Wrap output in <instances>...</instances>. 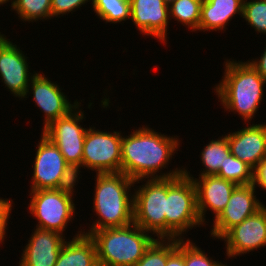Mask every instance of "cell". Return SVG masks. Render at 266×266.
Here are the masks:
<instances>
[{
  "mask_svg": "<svg viewBox=\"0 0 266 266\" xmlns=\"http://www.w3.org/2000/svg\"><path fill=\"white\" fill-rule=\"evenodd\" d=\"M89 1L92 0H51L52 18L75 12L74 9L77 10Z\"/></svg>",
  "mask_w": 266,
  "mask_h": 266,
  "instance_id": "cell-30",
  "label": "cell"
},
{
  "mask_svg": "<svg viewBox=\"0 0 266 266\" xmlns=\"http://www.w3.org/2000/svg\"><path fill=\"white\" fill-rule=\"evenodd\" d=\"M203 0H176L169 5V18H173L192 31L199 30Z\"/></svg>",
  "mask_w": 266,
  "mask_h": 266,
  "instance_id": "cell-22",
  "label": "cell"
},
{
  "mask_svg": "<svg viewBox=\"0 0 266 266\" xmlns=\"http://www.w3.org/2000/svg\"><path fill=\"white\" fill-rule=\"evenodd\" d=\"M12 200L0 197V243H4L8 219L12 210Z\"/></svg>",
  "mask_w": 266,
  "mask_h": 266,
  "instance_id": "cell-31",
  "label": "cell"
},
{
  "mask_svg": "<svg viewBox=\"0 0 266 266\" xmlns=\"http://www.w3.org/2000/svg\"><path fill=\"white\" fill-rule=\"evenodd\" d=\"M166 239H186V231L203 225L198 213L196 188L184 173L167 178ZM182 236V237H181Z\"/></svg>",
  "mask_w": 266,
  "mask_h": 266,
  "instance_id": "cell-5",
  "label": "cell"
},
{
  "mask_svg": "<svg viewBox=\"0 0 266 266\" xmlns=\"http://www.w3.org/2000/svg\"><path fill=\"white\" fill-rule=\"evenodd\" d=\"M20 47L0 32V80L13 96L28 98L27 89L31 78L35 75L29 71L26 55Z\"/></svg>",
  "mask_w": 266,
  "mask_h": 266,
  "instance_id": "cell-10",
  "label": "cell"
},
{
  "mask_svg": "<svg viewBox=\"0 0 266 266\" xmlns=\"http://www.w3.org/2000/svg\"><path fill=\"white\" fill-rule=\"evenodd\" d=\"M54 266H99L93 239L78 231L72 240L62 245Z\"/></svg>",
  "mask_w": 266,
  "mask_h": 266,
  "instance_id": "cell-20",
  "label": "cell"
},
{
  "mask_svg": "<svg viewBox=\"0 0 266 266\" xmlns=\"http://www.w3.org/2000/svg\"><path fill=\"white\" fill-rule=\"evenodd\" d=\"M97 17L105 23H117L130 19V0H92Z\"/></svg>",
  "mask_w": 266,
  "mask_h": 266,
  "instance_id": "cell-23",
  "label": "cell"
},
{
  "mask_svg": "<svg viewBox=\"0 0 266 266\" xmlns=\"http://www.w3.org/2000/svg\"><path fill=\"white\" fill-rule=\"evenodd\" d=\"M166 266H185L184 239H177V249L167 258Z\"/></svg>",
  "mask_w": 266,
  "mask_h": 266,
  "instance_id": "cell-33",
  "label": "cell"
},
{
  "mask_svg": "<svg viewBox=\"0 0 266 266\" xmlns=\"http://www.w3.org/2000/svg\"><path fill=\"white\" fill-rule=\"evenodd\" d=\"M89 236L95 243L99 266H135L155 240L134 222L95 230Z\"/></svg>",
  "mask_w": 266,
  "mask_h": 266,
  "instance_id": "cell-4",
  "label": "cell"
},
{
  "mask_svg": "<svg viewBox=\"0 0 266 266\" xmlns=\"http://www.w3.org/2000/svg\"><path fill=\"white\" fill-rule=\"evenodd\" d=\"M228 259L266 246V206L231 228L222 238Z\"/></svg>",
  "mask_w": 266,
  "mask_h": 266,
  "instance_id": "cell-12",
  "label": "cell"
},
{
  "mask_svg": "<svg viewBox=\"0 0 266 266\" xmlns=\"http://www.w3.org/2000/svg\"><path fill=\"white\" fill-rule=\"evenodd\" d=\"M11 1V3L13 4L14 0H0V5H3L7 2Z\"/></svg>",
  "mask_w": 266,
  "mask_h": 266,
  "instance_id": "cell-35",
  "label": "cell"
},
{
  "mask_svg": "<svg viewBox=\"0 0 266 266\" xmlns=\"http://www.w3.org/2000/svg\"><path fill=\"white\" fill-rule=\"evenodd\" d=\"M81 167L83 168V164H67L63 174L61 175L56 189L60 190L63 193L74 196L73 192H75L74 188L76 182H78V179H80V177L78 178V176L81 172L79 170L81 169Z\"/></svg>",
  "mask_w": 266,
  "mask_h": 266,
  "instance_id": "cell-29",
  "label": "cell"
},
{
  "mask_svg": "<svg viewBox=\"0 0 266 266\" xmlns=\"http://www.w3.org/2000/svg\"><path fill=\"white\" fill-rule=\"evenodd\" d=\"M130 18L142 35L167 44L169 5L163 0H130Z\"/></svg>",
  "mask_w": 266,
  "mask_h": 266,
  "instance_id": "cell-16",
  "label": "cell"
},
{
  "mask_svg": "<svg viewBox=\"0 0 266 266\" xmlns=\"http://www.w3.org/2000/svg\"><path fill=\"white\" fill-rule=\"evenodd\" d=\"M133 222L143 230L166 239L165 206L167 178L147 179L144 185L134 189ZM153 232V233H152Z\"/></svg>",
  "mask_w": 266,
  "mask_h": 266,
  "instance_id": "cell-6",
  "label": "cell"
},
{
  "mask_svg": "<svg viewBox=\"0 0 266 266\" xmlns=\"http://www.w3.org/2000/svg\"><path fill=\"white\" fill-rule=\"evenodd\" d=\"M264 48L265 51H263V54L260 56V59L253 58L252 61L248 60V62L266 80V47Z\"/></svg>",
  "mask_w": 266,
  "mask_h": 266,
  "instance_id": "cell-34",
  "label": "cell"
},
{
  "mask_svg": "<svg viewBox=\"0 0 266 266\" xmlns=\"http://www.w3.org/2000/svg\"><path fill=\"white\" fill-rule=\"evenodd\" d=\"M36 148L30 191L56 189L68 163L59 148L43 133Z\"/></svg>",
  "mask_w": 266,
  "mask_h": 266,
  "instance_id": "cell-14",
  "label": "cell"
},
{
  "mask_svg": "<svg viewBox=\"0 0 266 266\" xmlns=\"http://www.w3.org/2000/svg\"><path fill=\"white\" fill-rule=\"evenodd\" d=\"M178 138L158 133L147 125H142L128 136H123L121 172L134 180L135 184L140 183L143 178H170L182 175L183 168H175L166 173L160 172L167 167L175 151H178L180 145Z\"/></svg>",
  "mask_w": 266,
  "mask_h": 266,
  "instance_id": "cell-1",
  "label": "cell"
},
{
  "mask_svg": "<svg viewBox=\"0 0 266 266\" xmlns=\"http://www.w3.org/2000/svg\"><path fill=\"white\" fill-rule=\"evenodd\" d=\"M21 255L19 266H54L65 236L57 231L35 228Z\"/></svg>",
  "mask_w": 266,
  "mask_h": 266,
  "instance_id": "cell-18",
  "label": "cell"
},
{
  "mask_svg": "<svg viewBox=\"0 0 266 266\" xmlns=\"http://www.w3.org/2000/svg\"><path fill=\"white\" fill-rule=\"evenodd\" d=\"M177 249V239H155L135 266H166L167 258Z\"/></svg>",
  "mask_w": 266,
  "mask_h": 266,
  "instance_id": "cell-25",
  "label": "cell"
},
{
  "mask_svg": "<svg viewBox=\"0 0 266 266\" xmlns=\"http://www.w3.org/2000/svg\"><path fill=\"white\" fill-rule=\"evenodd\" d=\"M167 5H170L172 2L176 1V0H163Z\"/></svg>",
  "mask_w": 266,
  "mask_h": 266,
  "instance_id": "cell-36",
  "label": "cell"
},
{
  "mask_svg": "<svg viewBox=\"0 0 266 266\" xmlns=\"http://www.w3.org/2000/svg\"><path fill=\"white\" fill-rule=\"evenodd\" d=\"M230 152L252 169L266 158V124L253 123L226 135Z\"/></svg>",
  "mask_w": 266,
  "mask_h": 266,
  "instance_id": "cell-17",
  "label": "cell"
},
{
  "mask_svg": "<svg viewBox=\"0 0 266 266\" xmlns=\"http://www.w3.org/2000/svg\"><path fill=\"white\" fill-rule=\"evenodd\" d=\"M184 174L192 179L196 188L197 208L202 224L205 222V213L211 210L216 218L228 204L230 196L238 186L236 183L220 178L216 175H205L194 178L184 168Z\"/></svg>",
  "mask_w": 266,
  "mask_h": 266,
  "instance_id": "cell-15",
  "label": "cell"
},
{
  "mask_svg": "<svg viewBox=\"0 0 266 266\" xmlns=\"http://www.w3.org/2000/svg\"><path fill=\"white\" fill-rule=\"evenodd\" d=\"M200 154L201 163L205 168L198 176L216 175L220 168L224 167L226 158L231 154L226 134L217 140L212 139Z\"/></svg>",
  "mask_w": 266,
  "mask_h": 266,
  "instance_id": "cell-21",
  "label": "cell"
},
{
  "mask_svg": "<svg viewBox=\"0 0 266 266\" xmlns=\"http://www.w3.org/2000/svg\"><path fill=\"white\" fill-rule=\"evenodd\" d=\"M93 210L98 219L91 225L90 235L95 230L125 227L133 223V194L130 188L134 180L123 172L96 173ZM86 232V233H85Z\"/></svg>",
  "mask_w": 266,
  "mask_h": 266,
  "instance_id": "cell-3",
  "label": "cell"
},
{
  "mask_svg": "<svg viewBox=\"0 0 266 266\" xmlns=\"http://www.w3.org/2000/svg\"><path fill=\"white\" fill-rule=\"evenodd\" d=\"M121 131L107 132L88 128L83 145V168L96 173L121 172Z\"/></svg>",
  "mask_w": 266,
  "mask_h": 266,
  "instance_id": "cell-8",
  "label": "cell"
},
{
  "mask_svg": "<svg viewBox=\"0 0 266 266\" xmlns=\"http://www.w3.org/2000/svg\"><path fill=\"white\" fill-rule=\"evenodd\" d=\"M253 184L238 185L232 192L228 204L222 212L213 219L210 234L213 238L221 239L231 228L252 216L264 205L256 195Z\"/></svg>",
  "mask_w": 266,
  "mask_h": 266,
  "instance_id": "cell-11",
  "label": "cell"
},
{
  "mask_svg": "<svg viewBox=\"0 0 266 266\" xmlns=\"http://www.w3.org/2000/svg\"><path fill=\"white\" fill-rule=\"evenodd\" d=\"M208 255L199 248L190 239L184 240V264L185 266H227L219 261H214L213 257Z\"/></svg>",
  "mask_w": 266,
  "mask_h": 266,
  "instance_id": "cell-28",
  "label": "cell"
},
{
  "mask_svg": "<svg viewBox=\"0 0 266 266\" xmlns=\"http://www.w3.org/2000/svg\"><path fill=\"white\" fill-rule=\"evenodd\" d=\"M216 176L232 181L237 185H250L253 182V169L242 160L230 154Z\"/></svg>",
  "mask_w": 266,
  "mask_h": 266,
  "instance_id": "cell-26",
  "label": "cell"
},
{
  "mask_svg": "<svg viewBox=\"0 0 266 266\" xmlns=\"http://www.w3.org/2000/svg\"><path fill=\"white\" fill-rule=\"evenodd\" d=\"M30 214L38 220L36 228L53 230L62 235L67 223L72 221L76 212L73 196L57 189H41L29 192Z\"/></svg>",
  "mask_w": 266,
  "mask_h": 266,
  "instance_id": "cell-7",
  "label": "cell"
},
{
  "mask_svg": "<svg viewBox=\"0 0 266 266\" xmlns=\"http://www.w3.org/2000/svg\"><path fill=\"white\" fill-rule=\"evenodd\" d=\"M10 7L25 22L52 18L51 0H14Z\"/></svg>",
  "mask_w": 266,
  "mask_h": 266,
  "instance_id": "cell-24",
  "label": "cell"
},
{
  "mask_svg": "<svg viewBox=\"0 0 266 266\" xmlns=\"http://www.w3.org/2000/svg\"><path fill=\"white\" fill-rule=\"evenodd\" d=\"M242 17L256 32L266 35V0H244Z\"/></svg>",
  "mask_w": 266,
  "mask_h": 266,
  "instance_id": "cell-27",
  "label": "cell"
},
{
  "mask_svg": "<svg viewBox=\"0 0 266 266\" xmlns=\"http://www.w3.org/2000/svg\"><path fill=\"white\" fill-rule=\"evenodd\" d=\"M223 79L214 87L223 108L238 113L249 122L255 117L263 99L266 80L246 61L224 62Z\"/></svg>",
  "mask_w": 266,
  "mask_h": 266,
  "instance_id": "cell-2",
  "label": "cell"
},
{
  "mask_svg": "<svg viewBox=\"0 0 266 266\" xmlns=\"http://www.w3.org/2000/svg\"><path fill=\"white\" fill-rule=\"evenodd\" d=\"M59 87L57 83L51 82L45 74L42 75L40 72H35L30 80L27 95L33 91L34 102L45 115L42 131L56 119L67 115L80 103L76 100L71 104Z\"/></svg>",
  "mask_w": 266,
  "mask_h": 266,
  "instance_id": "cell-13",
  "label": "cell"
},
{
  "mask_svg": "<svg viewBox=\"0 0 266 266\" xmlns=\"http://www.w3.org/2000/svg\"><path fill=\"white\" fill-rule=\"evenodd\" d=\"M252 184L255 188L258 186L266 190V158L262 159L253 169Z\"/></svg>",
  "mask_w": 266,
  "mask_h": 266,
  "instance_id": "cell-32",
  "label": "cell"
},
{
  "mask_svg": "<svg viewBox=\"0 0 266 266\" xmlns=\"http://www.w3.org/2000/svg\"><path fill=\"white\" fill-rule=\"evenodd\" d=\"M243 4L244 0H203L199 31H225L232 17H242Z\"/></svg>",
  "mask_w": 266,
  "mask_h": 266,
  "instance_id": "cell-19",
  "label": "cell"
},
{
  "mask_svg": "<svg viewBox=\"0 0 266 266\" xmlns=\"http://www.w3.org/2000/svg\"><path fill=\"white\" fill-rule=\"evenodd\" d=\"M81 102L67 115L53 121L42 133L58 148L68 164H82L83 145L88 128L81 127L85 119L79 110ZM77 109V110H76Z\"/></svg>",
  "mask_w": 266,
  "mask_h": 266,
  "instance_id": "cell-9",
  "label": "cell"
}]
</instances>
